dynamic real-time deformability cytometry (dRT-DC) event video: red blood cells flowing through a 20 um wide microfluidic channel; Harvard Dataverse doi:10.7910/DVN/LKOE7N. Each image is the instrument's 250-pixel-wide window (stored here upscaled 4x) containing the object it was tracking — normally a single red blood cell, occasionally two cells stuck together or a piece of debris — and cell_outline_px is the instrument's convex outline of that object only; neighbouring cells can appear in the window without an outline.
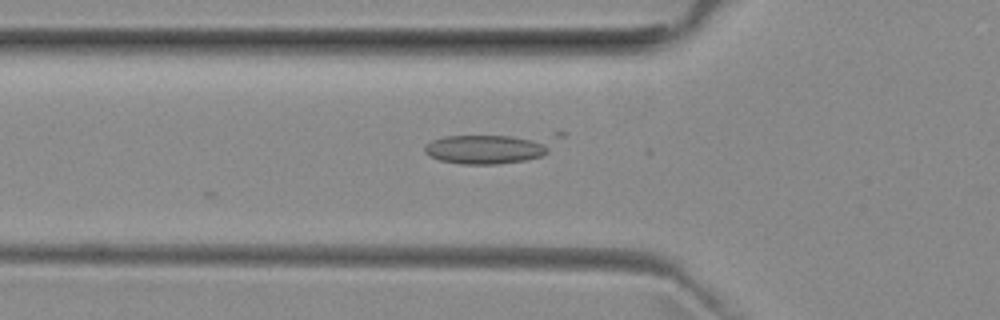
{"species": "common noctule bat (a hibernating species)", "species_latin": "Nyctalus noctula", "temperature_condition": "room temperature", "stored_images_in_passage": 8, "camera_frame_rate_fps": 3000, "um_per_image_px": 0.085, "animal": {"sex": "female", "body_mass_g": 29.2, "forearm_length_mm": 56.3}, "frame": {"image": 1, "passage_image": 4, "time_ms": 1.0, "image_size_px": [1000, 320], "cell_outline_px": [[564, 136], [548, 152], [540, 156], [524, 160], [496, 164], [460, 164], [440, 160], [424, 152], [424, 148], [432, 140], [444, 136], [552, 132], [564, 132]], "centroid_in_image_um": [41.85, 12.54], "position_along_channel_um": 84.0, "area_um2": 24.39}}